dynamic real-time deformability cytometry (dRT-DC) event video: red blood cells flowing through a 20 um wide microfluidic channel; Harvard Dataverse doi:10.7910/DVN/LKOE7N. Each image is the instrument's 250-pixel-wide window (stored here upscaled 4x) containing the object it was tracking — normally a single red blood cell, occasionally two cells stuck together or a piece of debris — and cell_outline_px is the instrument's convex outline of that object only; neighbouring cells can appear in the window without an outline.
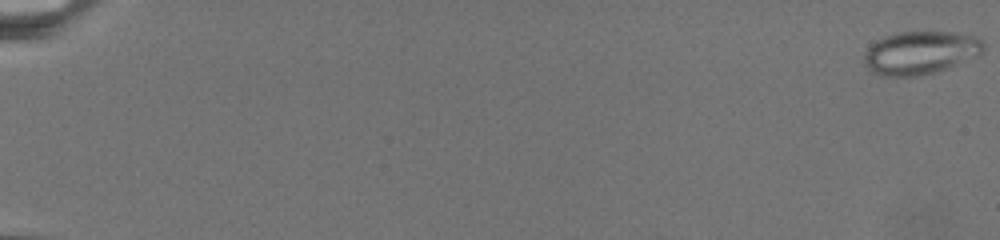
{"species": "common noctule bat (a hibernating species)", "species_latin": "Nyctalus noctula", "temperature_condition": "warm", "stored_images_in_passage": 76, "camera_frame_rate_fps": 3000, "um_per_image_px": 0.085, "animal": {"sex": "female", "body_mass_g": 19.5, "forearm_length_mm": 54.1}, "frame": {"image": 1, "passage_image": 1, "time_ms": 0.0, "image_size_px": [1000, 240], "cell_outline_px": [[984, 48], [980, 56], [932, 72], [916, 76], [884, 76], [872, 72], [864, 64], [864, 52], [876, 40], [884, 36], [900, 32], [952, 32], [980, 36], [984, 40]], "centroid_in_image_um": [78.26, 4.46], "position_along_channel_um": 6.7, "area_um2": 30.06}}
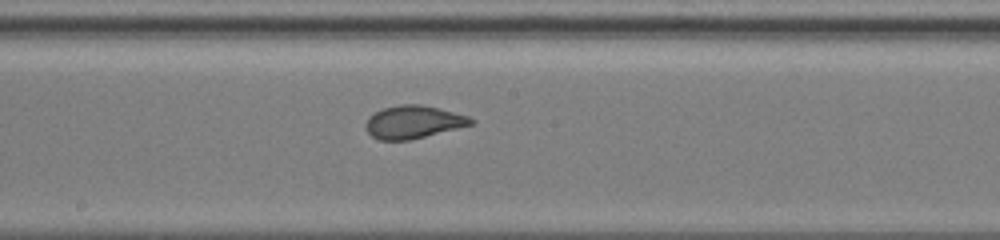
{"frame": {"image": 2, "passage_image": 45, "time_ms": 14.667, "image_size_px": [1000, 240], "cell_outline_px": [[476, 120], [472, 124], [408, 140], [380, 140], [372, 136], [368, 132], [364, 124], [368, 116], [384, 108], [400, 104], [420, 104], [468, 116]], "centroid_in_image_um": [35.08, 10.37], "position_along_channel_um": 213.1, "area_um2": 19.77}}
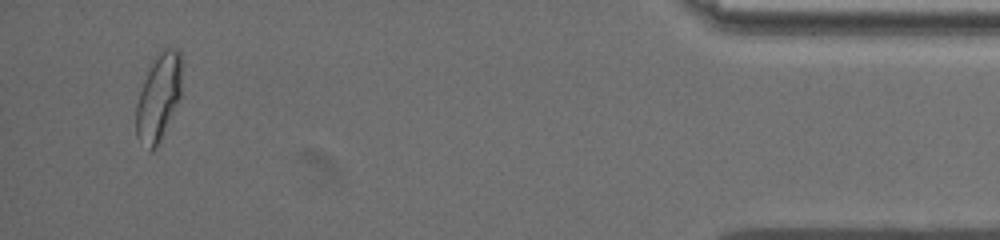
{"frame": {"image": 3, "passage_image": 73, "time_ms": 24.0, "image_size_px": [1000, 240], "cell_outline_px": [[180, 100], [156, 148], [152, 152], [148, 152], [136, 136], [136, 104], [144, 80], [152, 60], [164, 48], [176, 48], [180, 52]], "centroid_in_image_um": [13.46, 8.32], "position_along_channel_um": 421.7, "area_um2": 23.06}}